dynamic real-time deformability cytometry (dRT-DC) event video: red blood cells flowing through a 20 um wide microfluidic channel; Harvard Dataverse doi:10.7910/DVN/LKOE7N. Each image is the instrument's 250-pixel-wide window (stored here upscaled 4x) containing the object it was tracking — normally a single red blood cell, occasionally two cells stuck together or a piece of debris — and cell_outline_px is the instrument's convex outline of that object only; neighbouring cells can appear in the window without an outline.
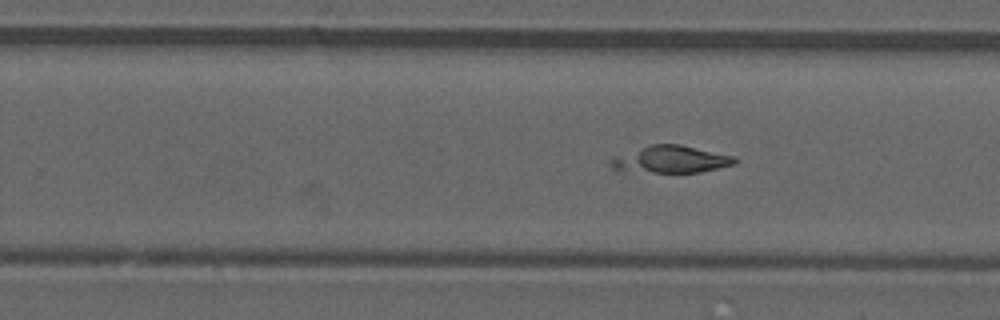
{"species": "common noctule bat (a hibernating species)", "species_latin": "Nyctalus noctula", "temperature_condition": "room temperature", "stored_images_in_passage": 42, "camera_frame_rate_fps": 3000, "um_per_image_px": 0.085, "animal": {"sex": "male", "forearm_length_mm": 52.5}, "frame": {"image": 1, "passage_image": 21, "time_ms": 6.667, "image_size_px": [1000, 320], "cell_outline_px": [[740, 160], [736, 164], [700, 172], [652, 172], [612, 168], [608, 164], [608, 160], [616, 156], [648, 144], [680, 144], [736, 156]], "centroid_in_image_um": [57.09, 13.53], "position_along_channel_um": 272.7, "area_um2": 19.59}}
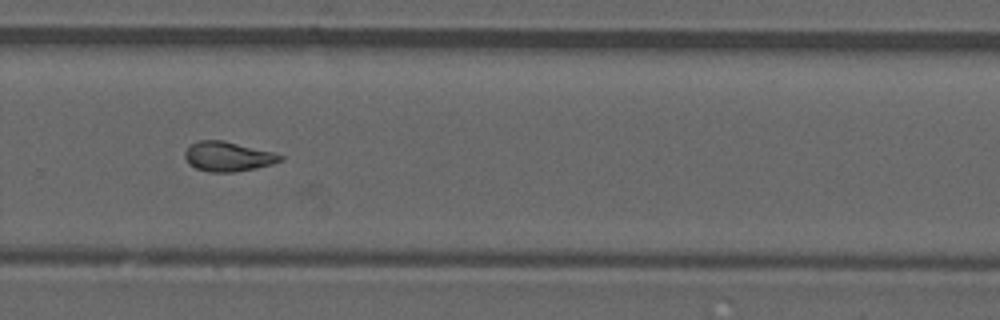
{"frame": {"image": 2, "passage_image": 24, "time_ms": 7.667, "image_size_px": [1000, 320], "cell_outline_px": [[284, 160], [272, 164], [236, 172], [212, 172], [196, 168], [188, 164], [184, 156], [184, 152], [192, 144], [200, 140], [224, 140], [272, 152], [284, 156]], "centroid_in_image_um": [19.37, 13.3], "position_along_channel_um": 310.4, "area_um2": 16.42}}